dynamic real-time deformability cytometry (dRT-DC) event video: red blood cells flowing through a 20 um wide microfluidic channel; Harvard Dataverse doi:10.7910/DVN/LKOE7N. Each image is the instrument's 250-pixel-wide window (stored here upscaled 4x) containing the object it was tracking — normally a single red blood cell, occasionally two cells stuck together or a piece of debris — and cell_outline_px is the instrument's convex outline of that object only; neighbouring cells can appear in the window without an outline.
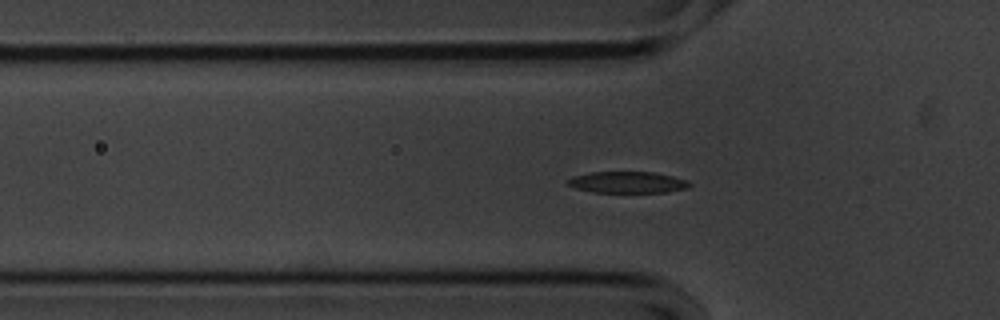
{"species": "common noctule bat (a hibernating species)", "species_latin": "Nyctalus noctula", "temperature_condition": "cold", "stored_images_in_passage": 45, "camera_frame_rate_fps": 3000, "um_per_image_px": 0.085, "animal": {"sex": "male", "body_mass_g": 20.1, "forearm_length_mm": 53.5}, "frame": {"image": 1, "passage_image": 6, "time_ms": 1.667, "image_size_px": [1000, 320], "cell_outline_px": [[692, 184], [688, 188], [668, 192], [592, 192], [576, 188], [568, 184], [564, 180], [572, 176], [592, 172], [652, 172], [672, 176], [688, 180]], "centroid_in_image_um": [53.33, 15.49], "position_along_channel_um": 72.5, "area_um2": 15.26}}
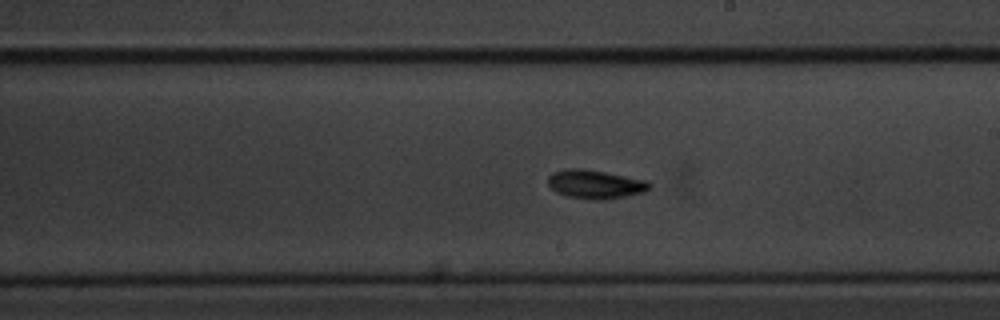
{"frame": {"image": 2, "passage_image": 20, "time_ms": 6.333, "image_size_px": [1000, 320], "cell_outline_px": [[652, 188], [644, 192], [604, 200], [592, 200], [564, 196], [556, 192], [548, 184], [548, 176], [552, 172], [568, 168], [580, 168], [604, 172], [648, 180], [652, 184]], "centroid_in_image_um": [50.6, 15.67], "position_along_channel_um": 238.4, "area_um2": 17.17}}
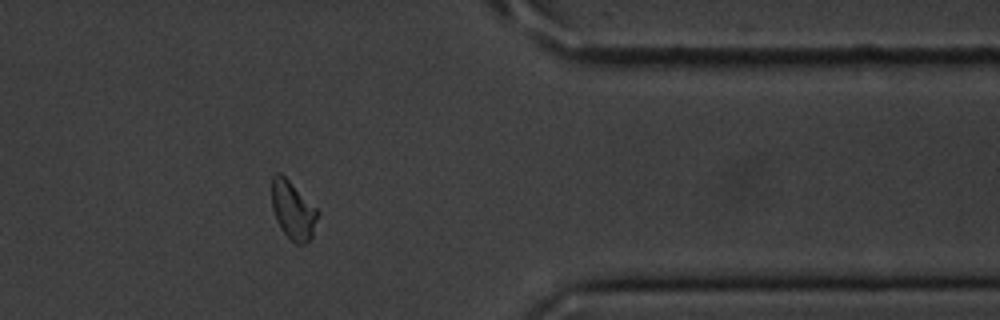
{"frame": {"image": 3, "passage_image": 34, "time_ms": 11.0, "image_size_px": [1000, 320], "cell_outline_px": [[320, 212], [312, 236], [304, 244], [296, 244], [280, 228], [276, 220], [272, 208], [272, 176], [276, 172], [280, 172]], "centroid_in_image_um": [24.89, 17.88], "position_along_channel_um": 386.5, "area_um2": 15.37}, "authors_computed_cell_mechanics": {"area_um2": 15.5482, "velocity_mm_per_s": 3.5444, "shape_relaxation_time_tau1_ms": 2.2869, "shape_relaxation_time_tau2_ms": 3.9391, "deformation_change_tau1": 0.1227, "deformation_change_tau2": 0.1003}}